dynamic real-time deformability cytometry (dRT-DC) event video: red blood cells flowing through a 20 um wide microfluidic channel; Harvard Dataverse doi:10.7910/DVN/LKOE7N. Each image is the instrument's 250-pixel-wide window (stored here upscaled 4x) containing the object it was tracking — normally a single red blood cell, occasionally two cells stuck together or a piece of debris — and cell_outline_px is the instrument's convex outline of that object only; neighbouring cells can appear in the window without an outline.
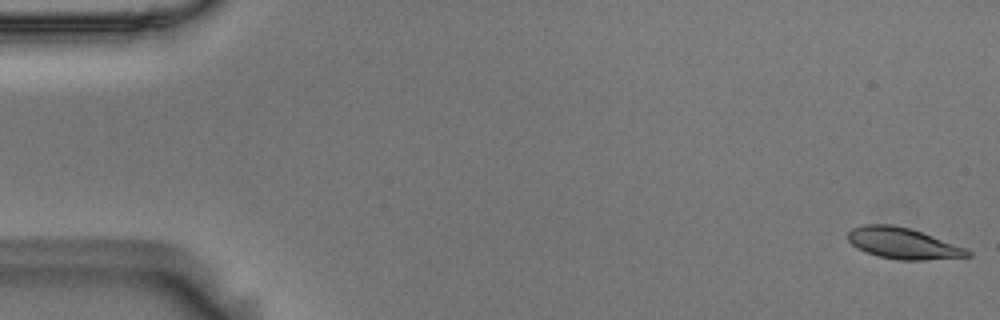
{"species": "Egyptian fruit bat (a non-hibernating species)", "species_latin": "Rousettus aegyptiacus", "temperature_condition": "room temperature", "stored_images_in_passage": 57, "camera_frame_rate_fps": 3000, "um_per_image_px": 0.085, "animal": {"sex": "male"}, "frame": {"image": 1, "passage_image": 1, "time_ms": 0.0, "image_size_px": [1000, 320], "cell_outline_px": [[972, 256], [924, 260], [896, 260], [876, 256], [856, 248], [848, 240], [848, 232], [852, 228], [864, 224], [892, 224], [908, 228], [968, 248], [972, 252]], "centroid_in_image_um": [76.75, 20.69], "position_along_channel_um": 8.3, "area_um2": 21.79}}
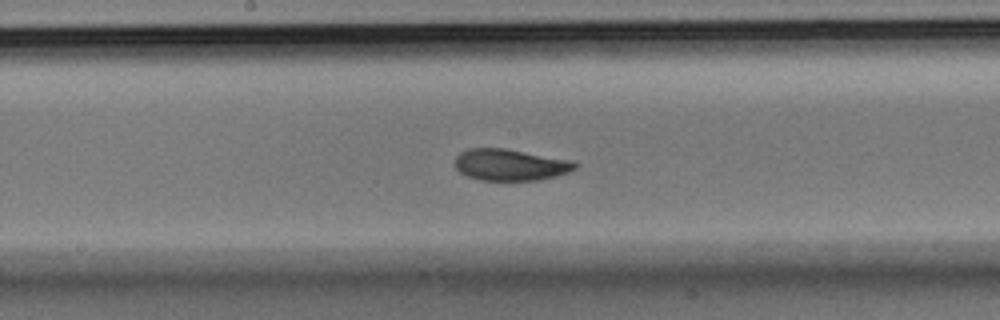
{"frame": {"image": 2, "passage_image": 29, "time_ms": 9.333, "image_size_px": [1000, 320], "cell_outline_px": [[576, 168], [568, 172], [556, 176], [540, 180], [480, 180], [468, 176], [460, 172], [456, 168], [456, 156], [460, 152], [468, 148], [504, 148], [572, 160], [576, 164]], "centroid_in_image_um": [43.37, 14.0], "position_along_channel_um": 204.8, "area_um2": 21.96}}
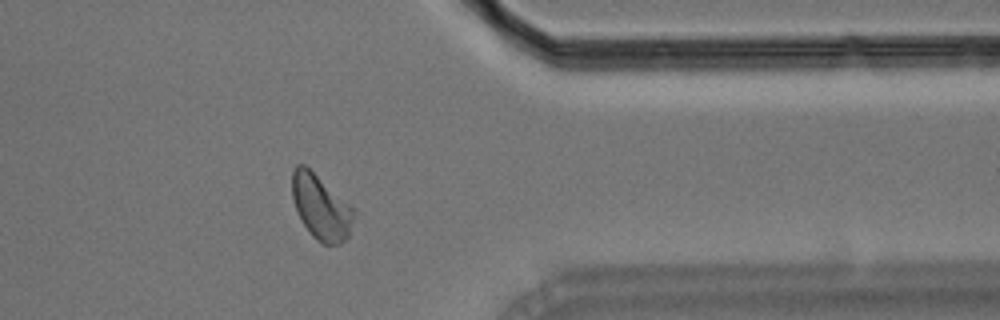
{"frame": {"image": 3, "passage_image": 45, "time_ms": 14.667, "image_size_px": [1000, 320], "cell_outline_px": [[356, 216], [348, 236], [340, 244], [324, 244], [316, 240], [312, 236], [304, 224], [296, 208], [292, 196], [292, 168], [296, 164], [304, 164], [352, 208], [356, 212]], "centroid_in_image_um": [27.27, 17.63], "position_along_channel_um": 384.1, "area_um2": 22.77}, "authors_computed_cell_mechanics": {"area_um2": 22.253, "velocity_mm_per_s": 3.5962, "shape_relaxation_time_tau1_ms": 2.9088, "shape_relaxation_time_tau2_ms": 2.0602, "deformation_change_tau1": 0.138, "deformation_change_tau2": 0.0784}}